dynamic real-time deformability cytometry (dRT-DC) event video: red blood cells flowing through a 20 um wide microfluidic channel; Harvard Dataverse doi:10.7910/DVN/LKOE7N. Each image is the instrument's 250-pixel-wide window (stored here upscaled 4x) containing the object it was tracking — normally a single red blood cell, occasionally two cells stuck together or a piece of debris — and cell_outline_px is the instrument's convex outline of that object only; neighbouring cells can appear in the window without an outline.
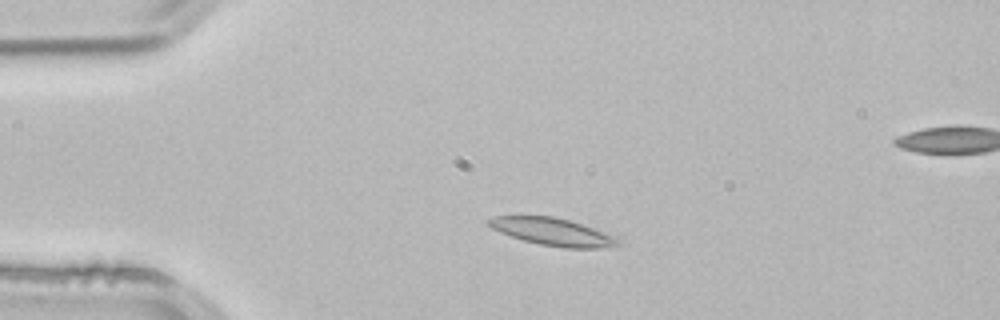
{"species": "common noctule bat (a hibernating species)", "species_latin": "Nyctalus noctula", "temperature_condition": "room temperature", "stored_images_in_passage": 2, "segment_of_instrument_passage": [1, 2], "camera_frame_rate_fps": 3000, "um_per_image_px": 0.085, "animal": {"sex": "male", "body_mass_g": 21.5, "forearm_length_mm": 52.0}, "frame": {"image": 1, "passage_image": 1, "time_ms": 0.0, "image_size_px": [1000, 320], "cell_outline_px": [[620, 244], [600, 248], [564, 248], [540, 244], [524, 240], [500, 232], [484, 224], [484, 220], [492, 216], [520, 212], [552, 216], [568, 220], [616, 236], [620, 240]], "centroid_in_image_um": [46.81, 19.64], "position_along_channel_um": 38.2, "area_um2": 21.44}}